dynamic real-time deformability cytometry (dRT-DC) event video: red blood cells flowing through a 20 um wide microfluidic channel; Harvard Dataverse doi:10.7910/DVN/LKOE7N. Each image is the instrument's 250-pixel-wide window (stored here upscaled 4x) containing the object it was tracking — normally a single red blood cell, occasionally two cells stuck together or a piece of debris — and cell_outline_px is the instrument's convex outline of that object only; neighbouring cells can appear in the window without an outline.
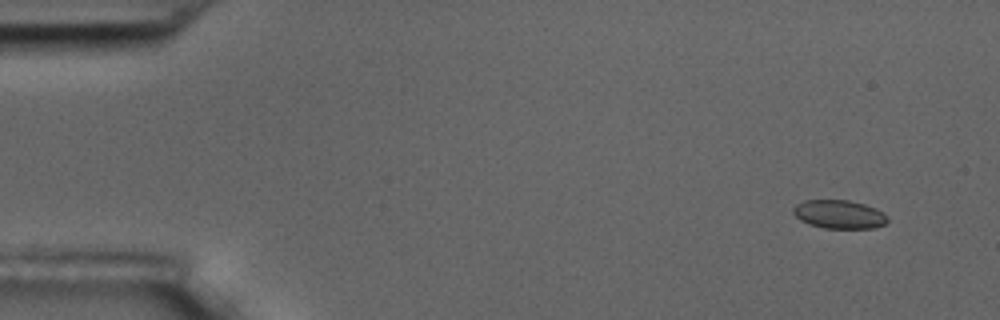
{"species": "common noctule bat (a hibernating species)", "species_latin": "Nyctalus noctula", "temperature_condition": "room temperature", "stored_images_in_passage": 10, "camera_frame_rate_fps": 3000, "um_per_image_px": 0.085, "animal": {"sex": "male", "body_mass_g": 17.5, "forearm_length_mm": 52.3}, "frame": {"image": 1, "passage_image": 1, "time_ms": 0.0, "image_size_px": [1000, 320], "cell_outline_px": [[888, 220], [884, 224], [876, 228], [824, 228], [800, 220], [792, 212], [792, 208], [796, 204], [804, 200], [848, 200], [864, 204], [876, 208], [888, 216]], "centroid_in_image_um": [71.34, 18.21], "position_along_channel_um": 13.7, "area_um2": 15.66}}
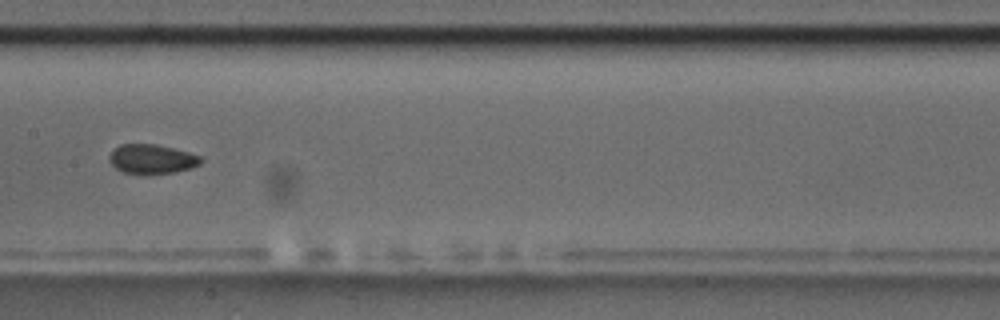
{"frame": {"image": 2, "passage_image": 8, "time_ms": 8.333, "image_size_px": [1000, 320], "cell_outline_px": [[204, 160], [200, 164], [192, 168], [176, 172], [144, 176], [124, 172], [116, 168], [108, 160], [108, 156], [120, 144], [156, 144], [188, 152], [200, 156]], "centroid_in_image_um": [12.92, 13.55], "position_along_channel_um": 194.5, "area_um2": 16.01}}
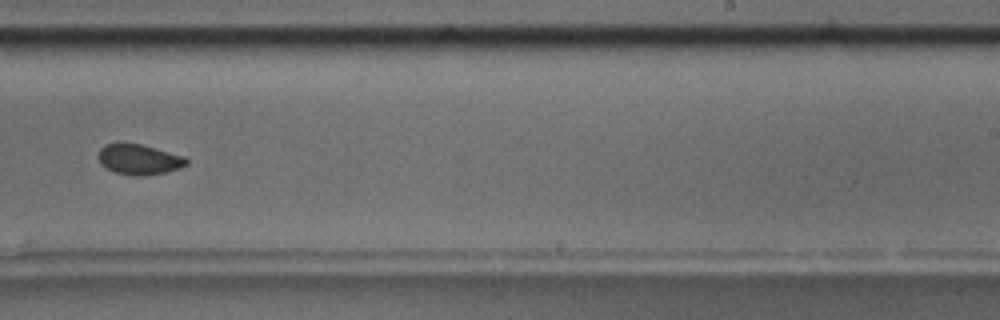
{"frame": {"image": 3, "passage_image": 10, "time_ms": 10.667, "image_size_px": [1000, 320], "cell_outline_px": [[188, 164], [180, 168], [164, 172], [144, 176], [136, 176], [116, 172], [100, 164], [100, 148], [104, 144], [140, 144], [184, 156], [188, 160]], "centroid_in_image_um": [11.85, 13.56], "position_along_channel_um": 277.1, "area_um2": 15.2}}